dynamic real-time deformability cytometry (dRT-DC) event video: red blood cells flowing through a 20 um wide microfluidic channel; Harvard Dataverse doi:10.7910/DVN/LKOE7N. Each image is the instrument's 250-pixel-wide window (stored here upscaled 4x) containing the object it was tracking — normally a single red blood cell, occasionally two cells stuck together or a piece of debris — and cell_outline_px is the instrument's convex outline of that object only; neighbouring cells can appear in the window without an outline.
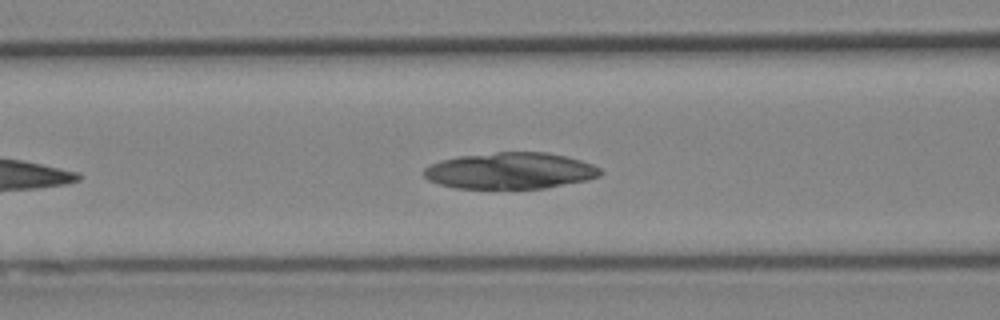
{"species": "Egyptian fruit bat (a non-hibernating species)", "species_latin": "Rousettus aegyptiacus", "temperature_condition": "cold", "stored_images_in_passage": 32, "camera_frame_rate_fps": 3000, "um_per_image_px": 0.085, "animal": {"sex": "female"}, "frame": {"image": 1, "passage_image": 9, "time_ms": 2.667, "image_size_px": [1000, 320], "cell_outline_px": [[604, 172], [600, 176], [588, 180], [544, 188], [452, 188], [428, 180], [424, 176], [424, 168], [428, 164], [440, 160], [460, 156], [496, 152], [548, 152], [580, 160], [592, 164], [600, 168]], "centroid_in_image_um": [43.36, 14.51], "position_along_channel_um": 123.2, "area_um2": 37.51}}
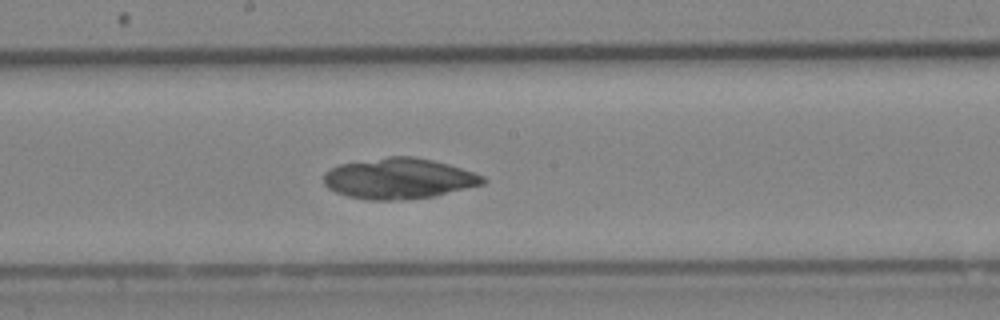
{"frame": {"image": 2, "passage_image": 16, "time_ms": 5.0, "image_size_px": [1000, 320], "cell_outline_px": [[488, 180], [484, 184], [436, 196], [396, 200], [364, 200], [348, 196], [336, 192], [328, 188], [324, 184], [324, 172], [340, 164], [388, 156], [412, 156], [432, 160], [448, 164], [484, 176]], "centroid_in_image_um": [33.9, 15.18], "position_along_channel_um": 214.3, "area_um2": 37.8}}
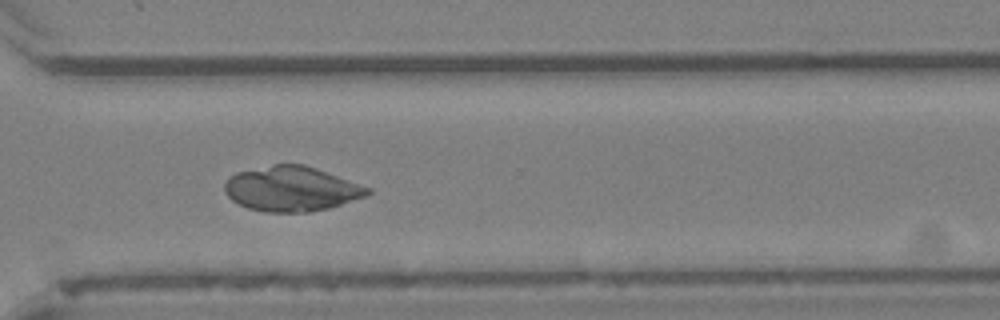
{"frame": {"image": 3, "passage_image": 26, "time_ms": 8.333, "image_size_px": [1000, 320], "cell_outline_px": [[372, 192], [368, 196], [328, 208], [308, 212], [264, 212], [248, 208], [232, 200], [224, 192], [224, 184], [228, 176], [236, 172], [272, 164], [304, 164], [316, 168], [372, 188]], "centroid_in_image_um": [24.77, 16.04], "position_along_channel_um": 345.8, "area_um2": 37.63}}